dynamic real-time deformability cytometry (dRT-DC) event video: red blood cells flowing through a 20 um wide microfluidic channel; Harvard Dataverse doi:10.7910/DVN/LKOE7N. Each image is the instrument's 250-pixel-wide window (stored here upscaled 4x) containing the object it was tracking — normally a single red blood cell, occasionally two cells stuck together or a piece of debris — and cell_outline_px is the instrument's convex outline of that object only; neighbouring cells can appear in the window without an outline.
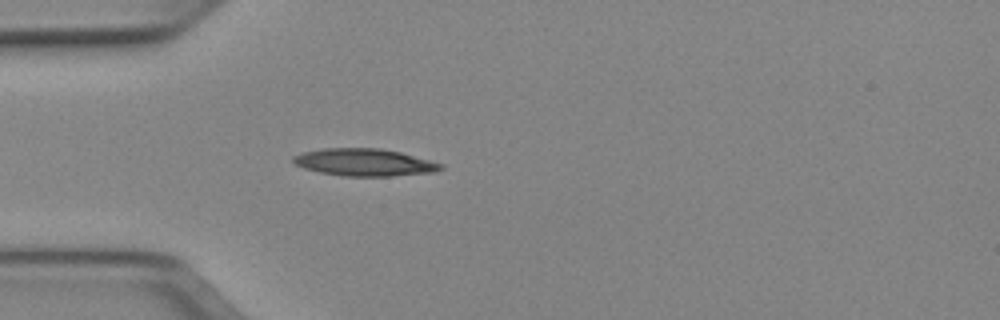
{"species": "Egyptian fruit bat (a non-hibernating species)", "species_latin": "Rousettus aegyptiacus", "temperature_condition": "cold", "stored_images_in_passage": 4, "camera_frame_rate_fps": 3000, "um_per_image_px": 0.085, "animal": {"sex": "female"}, "frame": {"image": 1, "passage_image": 4, "time_ms": 1.0, "image_size_px": [1000, 320], "cell_outline_px": [[444, 168], [436, 172], [392, 176], [344, 176], [320, 172], [304, 168], [296, 164], [292, 160], [292, 156], [304, 152], [324, 148], [380, 148], [400, 152], [444, 164]], "centroid_in_image_um": [31.01, 13.8], "position_along_channel_um": 54.0, "area_um2": 23.47}}